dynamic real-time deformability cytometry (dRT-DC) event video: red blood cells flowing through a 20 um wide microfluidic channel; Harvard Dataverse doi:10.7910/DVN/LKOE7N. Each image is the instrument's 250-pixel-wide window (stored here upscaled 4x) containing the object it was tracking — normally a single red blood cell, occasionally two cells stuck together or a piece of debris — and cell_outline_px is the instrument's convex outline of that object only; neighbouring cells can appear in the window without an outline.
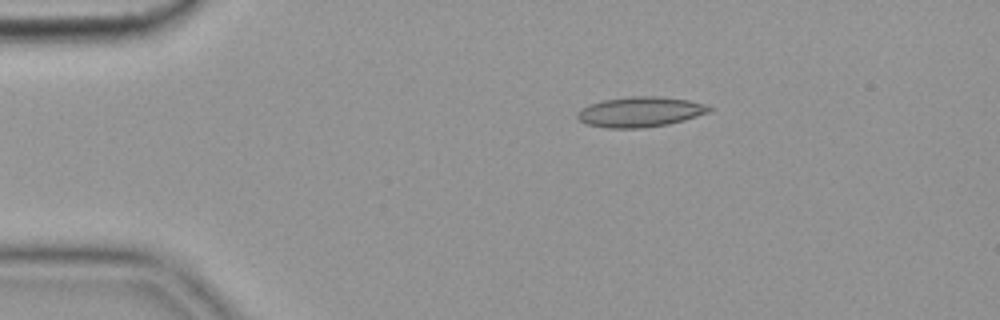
{"species": "common noctule bat (a hibernating species)", "species_latin": "Nyctalus noctula", "temperature_condition": "cold", "stored_images_in_passage": 46, "camera_frame_rate_fps": 3000, "um_per_image_px": 0.085, "animal": {"sex": "female", "body_mass_g": 19.9}, "frame": {"image": 1, "passage_image": 1, "time_ms": 0.0, "image_size_px": [1000, 320], "cell_outline_px": [[716, 108], [708, 112], [684, 120], [668, 124], [644, 128], [604, 128], [584, 124], [576, 116], [576, 112], [588, 104], [604, 100], [632, 96], [656, 96], [688, 100], [704, 104]], "centroid_in_image_um": [54.38, 9.52], "position_along_channel_um": 30.6, "area_um2": 23.29}}
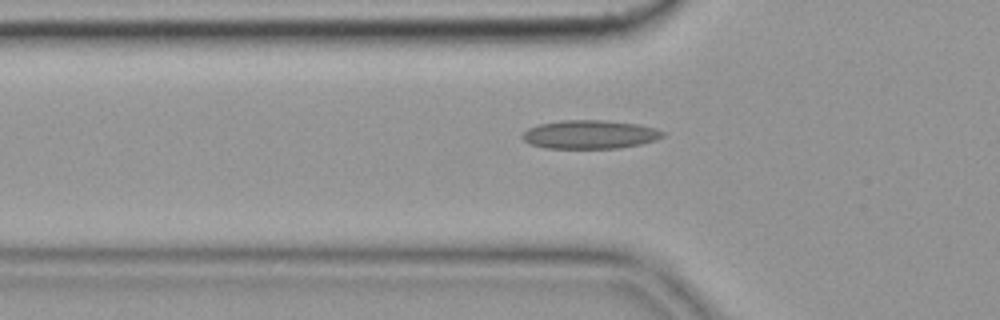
{"frame": {"image": 2, "passage_image": 9, "time_ms": 2.667, "image_size_px": [1000, 320], "cell_outline_px": [[664, 136], [656, 140], [640, 144], [620, 148], [544, 148], [532, 144], [524, 140], [520, 136], [528, 128], [540, 124], [560, 120], [604, 120], [636, 124], [656, 128], [664, 132]], "centroid_in_image_um": [50.14, 11.43], "position_along_channel_um": 75.7, "area_um2": 23.35}}
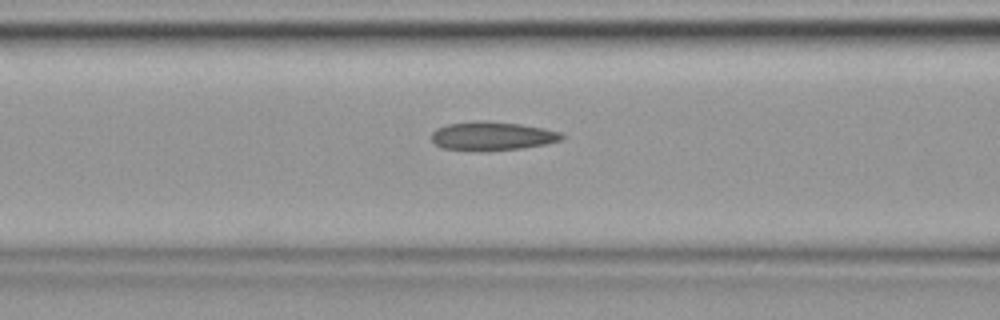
{"frame": {"image": 3, "passage_image": 13, "time_ms": 4.0, "image_size_px": [1000, 320], "cell_outline_px": [[564, 140], [544, 144], [520, 148], [488, 152], [440, 148], [432, 140], [432, 132], [436, 128], [448, 124], [476, 120], [484, 120], [520, 124], [544, 128], [560, 132], [564, 136]], "centroid_in_image_um": [41.82, 11.57], "position_along_channel_um": 124.8, "area_um2": 22.08}, "authors_computed_cell_mechanics": {"area_um2": 21.675, "velocity_mm_per_s": 3.6442, "shape_relaxation_time_tau1_ms": null, "shape_relaxation_time_tau2_ms": 3.1094, "deformation_change_tau1": null, "deformation_change_tau2": 0.1167}}